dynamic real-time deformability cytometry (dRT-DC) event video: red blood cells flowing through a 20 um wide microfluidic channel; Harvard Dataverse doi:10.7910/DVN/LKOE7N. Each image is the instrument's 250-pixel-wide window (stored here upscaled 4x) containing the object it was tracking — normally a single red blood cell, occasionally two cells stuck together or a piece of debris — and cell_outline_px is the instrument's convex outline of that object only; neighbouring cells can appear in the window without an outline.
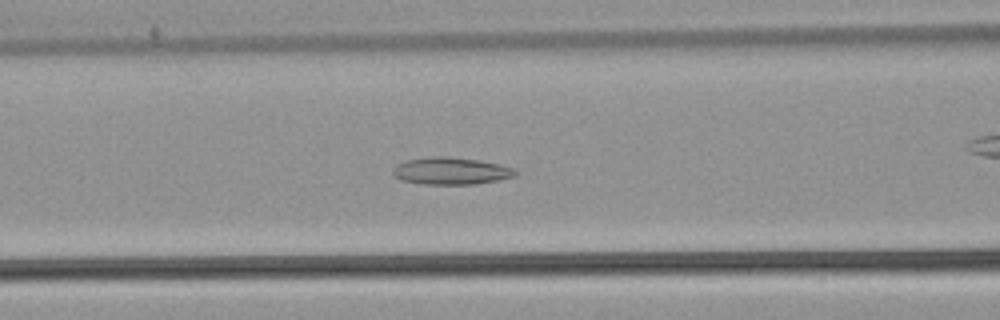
{"species": "common noctule bat (a hibernating species)", "species_latin": "Nyctalus noctula", "temperature_condition": "warm", "stored_images_in_passage": 55, "camera_frame_rate_fps": 3000, "um_per_image_px": 0.085, "animal": {"sex": "male", "body_mass_g": 21.5, "forearm_length_mm": 52.0}, "frame": {"image": 1, "passage_image": 23, "time_ms": 7.333, "image_size_px": [1000, 320], "cell_outline_px": [[520, 172], [512, 176], [500, 180], [476, 184], [424, 184], [400, 180], [392, 172], [392, 168], [396, 164], [408, 160], [436, 156], [444, 156], [476, 160], [500, 164], [512, 168]], "centroid_in_image_um": [38.33, 14.54], "position_along_channel_um": 128.3, "area_um2": 19.25}}
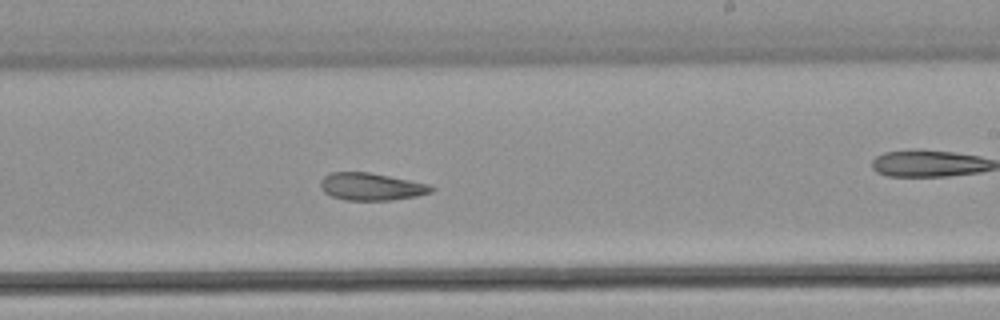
{"frame": {"image": 2, "passage_image": 33, "time_ms": 10.667, "image_size_px": [1000, 320], "cell_outline_px": [[436, 188], [432, 192], [416, 196], [392, 200], [344, 200], [332, 196], [324, 192], [320, 184], [320, 180], [324, 176], [332, 172], [368, 172], [428, 184]], "centroid_in_image_um": [31.54, 15.87], "position_along_channel_um": 257.5, "area_um2": 17.57}}
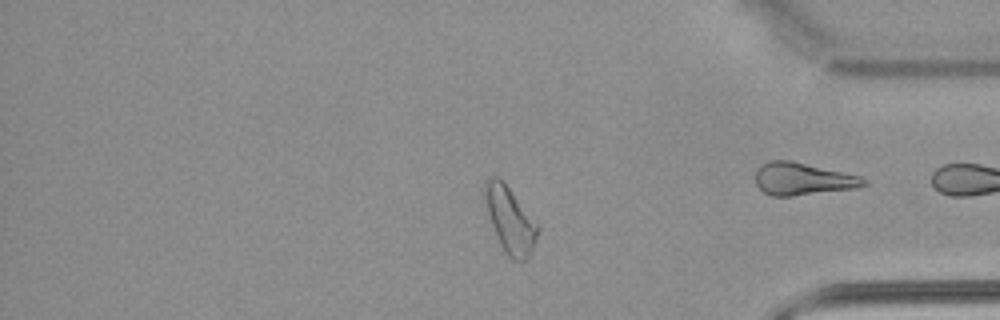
{"frame": {"image": 3, "passage_image": 45, "time_ms": 14.667, "image_size_px": [1000, 320], "cell_outline_px": [[540, 228], [532, 252], [524, 260], [512, 260], [508, 256], [500, 244], [496, 236], [488, 212], [484, 192], [484, 184], [492, 176], [496, 176], [508, 188], [540, 224]], "centroid_in_image_um": [43.4, 18.73], "position_along_channel_um": 391.8, "area_um2": 19.94}}